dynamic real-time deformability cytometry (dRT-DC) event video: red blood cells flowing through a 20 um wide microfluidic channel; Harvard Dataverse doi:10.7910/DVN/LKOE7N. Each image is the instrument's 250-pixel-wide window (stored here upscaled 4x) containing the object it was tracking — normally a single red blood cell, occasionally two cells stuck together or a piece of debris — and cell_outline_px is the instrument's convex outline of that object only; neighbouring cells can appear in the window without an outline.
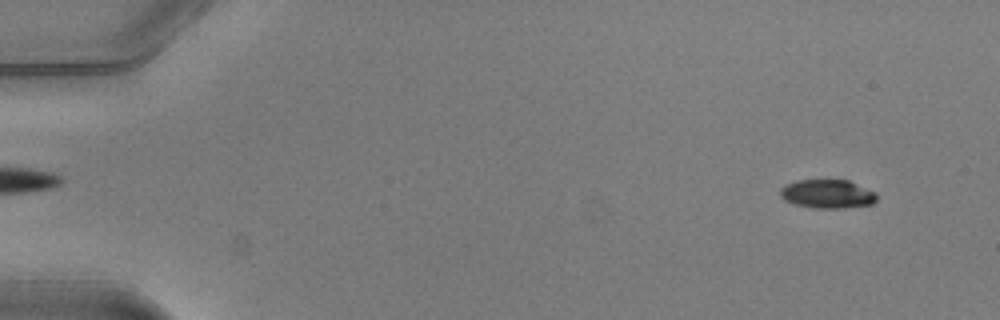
{"species": "common noctule bat (a hibernating species)", "species_latin": "Nyctalus noctula", "temperature_condition": "warm", "stored_images_in_passage": 51, "camera_frame_rate_fps": 3000, "um_per_image_px": 0.085, "animal": {"sex": "male", "body_mass_g": 20.5, "forearm_length_mm": 52.5}, "frame": {"image": 1, "passage_image": 4, "time_ms": 1.0, "image_size_px": [1000, 320], "cell_outline_px": [[876, 200], [872, 204], [844, 208], [812, 208], [796, 204], [784, 200], [780, 196], [780, 188], [796, 180], [848, 180], [876, 192]], "centroid_in_image_um": [70.33, 16.49], "position_along_channel_um": 14.7, "area_um2": 16.13}}
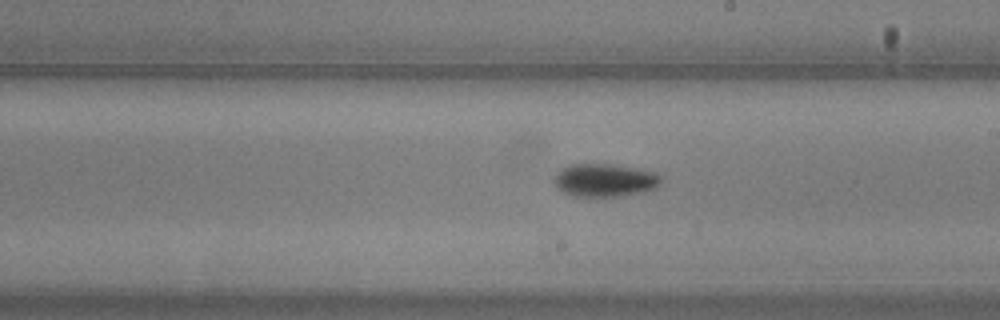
{"frame": {"image": 2, "passage_image": 30, "time_ms": 9.667, "image_size_px": [1000, 320], "cell_outline_px": [[660, 184], [656, 188], [644, 192], [596, 200], [572, 196], [556, 188], [552, 180], [568, 164], [612, 164], [636, 168], [656, 172], [660, 176]], "centroid_in_image_um": [51.39, 15.37], "position_along_channel_um": 237.6, "area_um2": 21.27}}
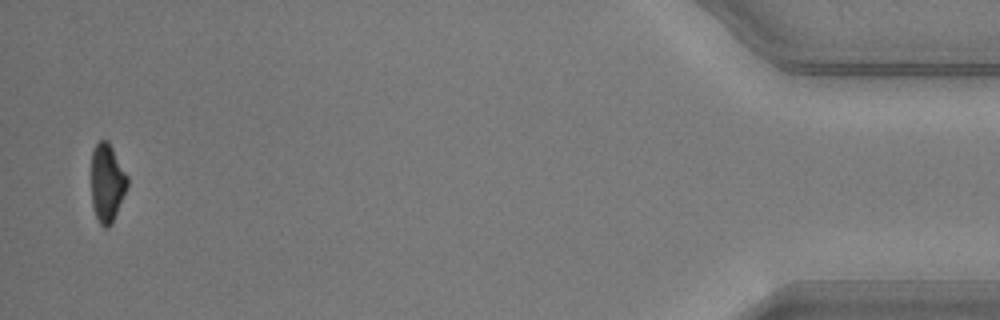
{"frame": {"image": 3, "passage_image": 50, "time_ms": 16.333, "image_size_px": [1000, 320], "cell_outline_px": [[128, 188], [112, 224], [108, 228], [104, 228], [100, 224], [96, 216], [92, 204], [92, 152], [96, 144], [100, 140], [108, 140], [128, 176]], "centroid_in_image_um": [9.12, 15.56], "position_along_channel_um": 426.1, "area_um2": 16.59}, "authors_computed_cell_mechanics": {"area_um2": 18.1492, "velocity_mm_per_s": 4.046, "shape_relaxation_time_tau1_ms": 1.9113, "shape_relaxation_time_tau2_ms": null, "deformation_change_tau1": 0.1372, "deformation_change_tau2": null}}